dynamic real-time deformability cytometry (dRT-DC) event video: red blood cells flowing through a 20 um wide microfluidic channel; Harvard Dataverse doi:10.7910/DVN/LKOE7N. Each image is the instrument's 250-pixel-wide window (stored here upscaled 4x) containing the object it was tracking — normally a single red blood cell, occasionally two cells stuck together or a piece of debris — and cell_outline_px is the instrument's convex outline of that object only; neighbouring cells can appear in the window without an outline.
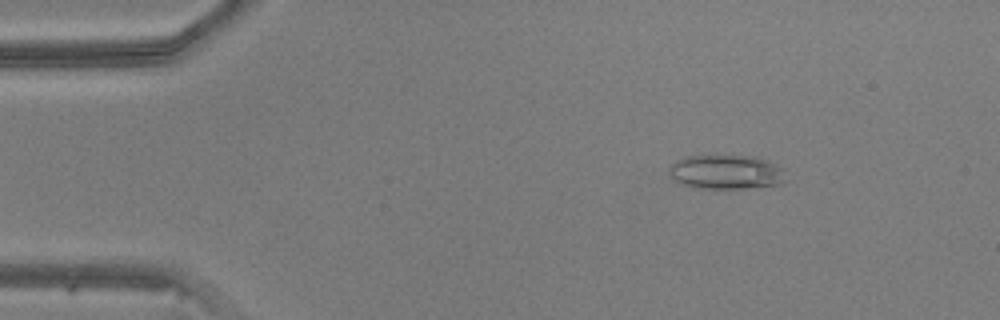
{"species": "common noctule bat (a hibernating species)", "species_latin": "Nyctalus noctula", "temperature_condition": "warm", "stored_images_in_passage": 48, "camera_frame_rate_fps": 3000, "um_per_image_px": 0.085, "animal": {"sex": "male", "body_mass_g": 20.5, "forearm_length_mm": 52.5}, "frame": {"image": 1, "passage_image": 7, "time_ms": 2.0, "image_size_px": [1000, 320], "cell_outline_px": [[788, 180], [784, 184], [744, 188], [692, 188], [672, 180], [668, 172], [668, 168], [676, 160], [684, 156], [756, 156], [768, 160], [784, 168]], "centroid_in_image_um": [61.75, 14.63], "position_along_channel_um": 23.2, "area_um2": 23.87}}
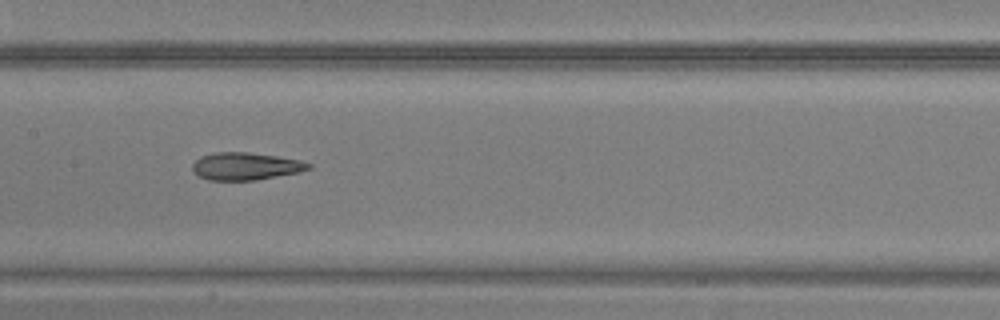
{"frame": {"image": 2, "passage_image": 24, "time_ms": 7.667, "image_size_px": [1000, 320], "cell_outline_px": [[312, 168], [300, 172], [256, 180], [208, 180], [196, 176], [192, 172], [192, 164], [200, 156], [216, 152], [248, 152], [276, 156], [300, 160], [312, 164]], "centroid_in_image_um": [20.85, 14.13], "position_along_channel_um": 186.5, "area_um2": 18.79}}
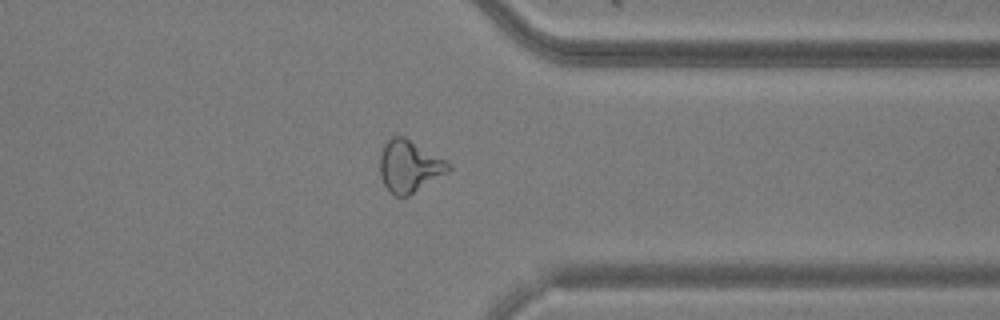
{"frame": {"image": 3, "passage_image": 38, "time_ms": 12.333, "image_size_px": [1000, 320], "cell_outline_px": [[452, 168], [448, 172], [408, 196], [396, 196], [384, 184], [380, 176], [380, 152], [384, 144], [392, 136], [404, 136], [448, 160], [452, 164]], "centroid_in_image_um": [34.82, 14.1], "position_along_channel_um": 376.6, "area_um2": 20.87}}